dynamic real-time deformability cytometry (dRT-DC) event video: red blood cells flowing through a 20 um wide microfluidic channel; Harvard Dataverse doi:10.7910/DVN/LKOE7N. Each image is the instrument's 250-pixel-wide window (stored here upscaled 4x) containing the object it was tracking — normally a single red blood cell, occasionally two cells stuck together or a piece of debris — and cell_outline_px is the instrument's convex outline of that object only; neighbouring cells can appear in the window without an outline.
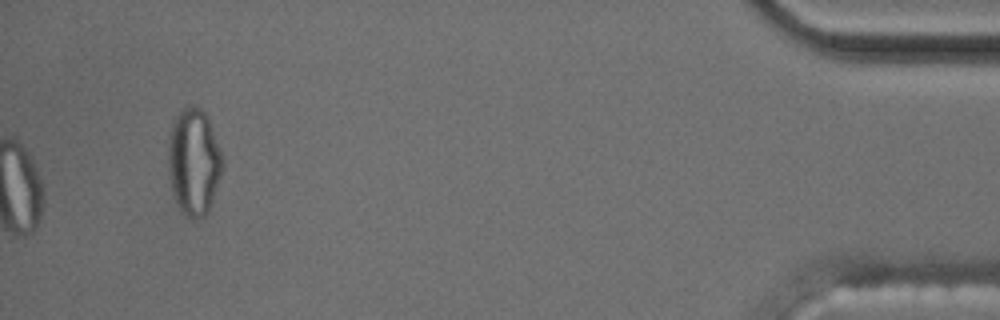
{"species": "common noctule bat (a hibernating species)", "species_latin": "Nyctalus noctula", "temperature_condition": "cold", "stored_images_in_passage": 45, "camera_frame_rate_fps": 3000, "um_per_image_px": 0.085, "animal": {"sex": "male", "body_mass_g": 17.5, "forearm_length_mm": 52.3}, "frame": {"image": 1, "passage_image": 45, "time_ms": 14.667, "image_size_px": [1000, 320], "cell_outline_px": [[224, 160], [220, 176], [208, 212], [204, 216], [188, 216], [176, 204], [172, 192], [168, 172], [168, 144], [172, 124], [180, 108], [188, 104], [192, 104], [200, 108], [208, 116]], "centroid_in_image_um": [16.46, 13.68], "position_along_channel_um": 418.7, "area_um2": 33.76}}